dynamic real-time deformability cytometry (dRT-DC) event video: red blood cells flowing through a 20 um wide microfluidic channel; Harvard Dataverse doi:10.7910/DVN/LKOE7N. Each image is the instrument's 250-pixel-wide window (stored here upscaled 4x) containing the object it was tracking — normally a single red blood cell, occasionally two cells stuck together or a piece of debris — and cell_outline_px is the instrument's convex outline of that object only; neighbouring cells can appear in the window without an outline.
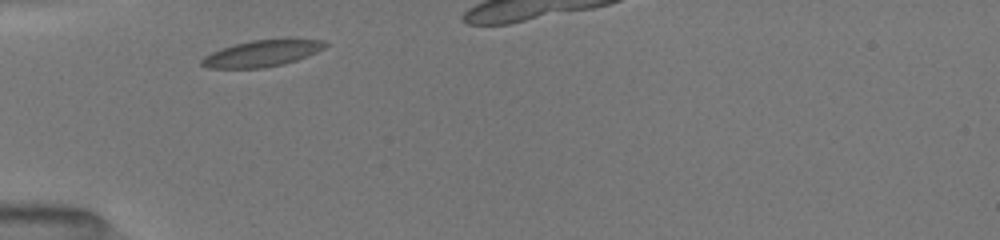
{"species": "common noctule bat (a hibernating species)", "species_latin": "Nyctalus noctula", "temperature_condition": "room temperature", "stored_images_in_passage": 6, "camera_frame_rate_fps": 3000, "um_per_image_px": 0.085, "animal": {"sex": "female", "body_mass_g": 19.5, "forearm_length_mm": 54.1}, "frame": {"image": 1, "passage_image": 1, "time_ms": 0.0, "image_size_px": [1000, 240], "cell_outline_px": [[328, 44], [324, 48], [316, 52], [296, 60], [284, 64], [264, 68], [208, 68], [200, 64], [200, 60], [204, 56], [220, 48], [252, 40], [288, 36], [292, 36], [324, 40]], "centroid_in_image_um": [22.34, 4.49], "position_along_channel_um": 62.7, "area_um2": 19.77}}
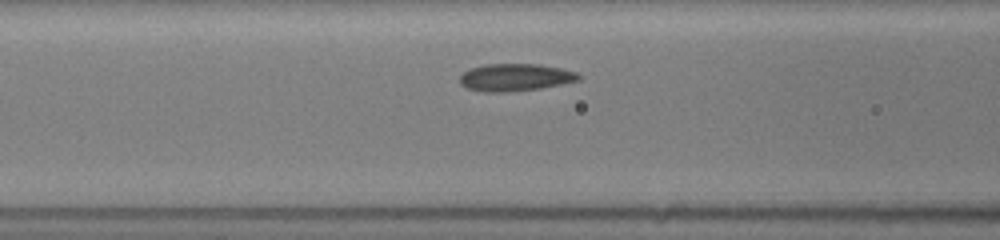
{"frame": {"image": 2, "passage_image": 5, "time_ms": 1.667, "image_size_px": [1000, 240], "cell_outline_px": [[580, 80], [540, 88], [512, 92], [484, 92], [464, 88], [460, 84], [460, 76], [464, 72], [472, 68], [484, 64], [540, 64], [560, 68], [576, 72], [580, 76]], "centroid_in_image_um": [43.76, 6.58], "position_along_channel_um": 122.8, "area_um2": 19.02}}